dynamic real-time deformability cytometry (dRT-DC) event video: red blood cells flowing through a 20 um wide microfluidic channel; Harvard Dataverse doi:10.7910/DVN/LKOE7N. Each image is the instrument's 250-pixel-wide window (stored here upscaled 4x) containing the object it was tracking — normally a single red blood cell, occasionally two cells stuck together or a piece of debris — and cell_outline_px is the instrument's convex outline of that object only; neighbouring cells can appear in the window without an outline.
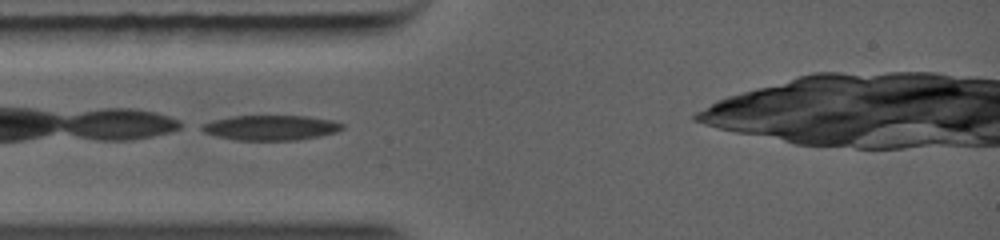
{"species": "common noctule bat (a hibernating species)", "species_latin": "Nyctalus noctula", "temperature_condition": "warm", "stored_images_in_passage": 19, "camera_frame_rate_fps": 5000, "um_per_image_px": 0.085, "animal": {"sex": "female", "body_mass_g": 19.0, "forearm_length_mm": 56.7}, "frame": {"image": 1, "passage_image": 1, "time_ms": 0.0, "image_size_px": [1000, 240], "cell_outline_px": [[344, 128], [332, 132], [312, 136], [284, 140], [248, 140], [224, 136], [208, 132], [200, 128], [200, 124], [212, 120], [232, 116], [304, 116], [332, 120], [344, 124]], "centroid_in_image_um": [23.0, 10.81], "position_along_channel_um": 62.0, "area_um2": 19.48}}
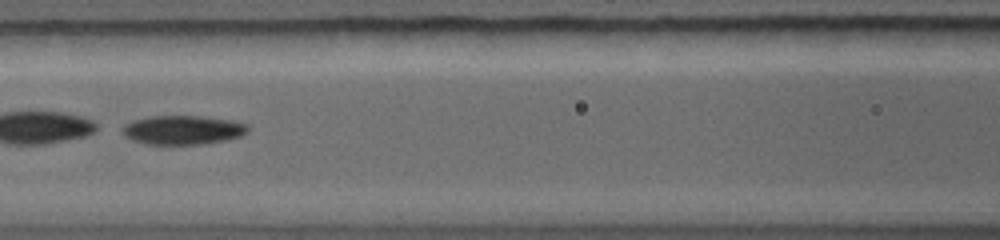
{"frame": {"image": 2, "passage_image": 6, "time_ms": 1.8, "image_size_px": [1000, 240], "cell_outline_px": [[248, 128], [244, 132], [236, 136], [216, 140], [180, 144], [160, 144], [140, 140], [128, 136], [124, 132], [124, 128], [128, 124], [136, 120], [152, 116], [200, 116], [228, 120], [244, 124]], "centroid_in_image_um": [15.53, 11.0], "position_along_channel_um": 151.1, "area_um2": 19.36}}
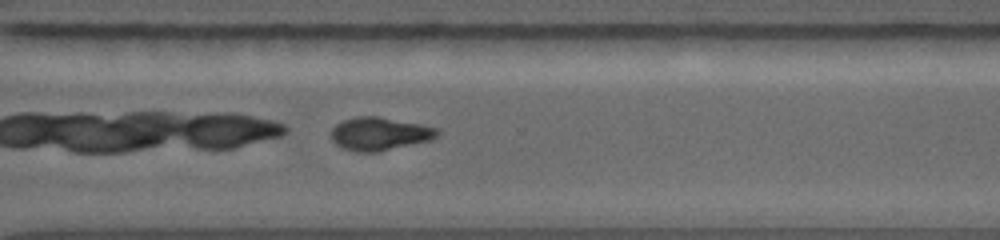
{"frame": {"image": 3, "passage_image": 17, "time_ms": 5.6, "image_size_px": [1000, 240], "cell_outline_px": [[436, 132], [432, 136], [424, 140], [384, 148], [352, 148], [340, 144], [332, 136], [332, 128], [336, 124], [344, 120], [356, 116], [380, 116], [420, 124], [436, 128]], "centroid_in_image_um": [32.22, 11.24], "position_along_channel_um": 338.4, "area_um2": 18.15}}